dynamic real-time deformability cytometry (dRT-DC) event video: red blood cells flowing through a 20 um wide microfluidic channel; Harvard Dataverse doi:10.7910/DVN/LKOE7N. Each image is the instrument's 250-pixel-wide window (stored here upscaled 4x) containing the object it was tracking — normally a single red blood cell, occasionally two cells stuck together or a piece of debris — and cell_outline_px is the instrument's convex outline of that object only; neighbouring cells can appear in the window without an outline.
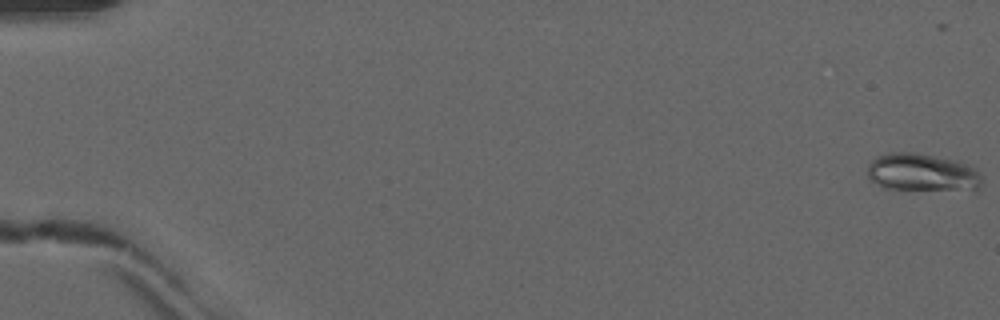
{"species": "common noctule bat (a hibernating species)", "species_latin": "Nyctalus noctula", "temperature_condition": "warm", "stored_images_in_passage": 12, "camera_frame_rate_fps": 3000, "um_per_image_px": 0.085, "animal": {"sex": "male", "forearm_length_mm": 52.5}, "frame": {"image": 1, "passage_image": 2, "time_ms": 0.333, "image_size_px": [1000, 320], "cell_outline_px": [[980, 184], [976, 192], [884, 188], [872, 180], [868, 176], [868, 164], [876, 156], [888, 152], [912, 152], [956, 160], [968, 164], [980, 176]], "centroid_in_image_um": [78.4, 14.68], "position_along_channel_um": 6.6, "area_um2": 25.49}}